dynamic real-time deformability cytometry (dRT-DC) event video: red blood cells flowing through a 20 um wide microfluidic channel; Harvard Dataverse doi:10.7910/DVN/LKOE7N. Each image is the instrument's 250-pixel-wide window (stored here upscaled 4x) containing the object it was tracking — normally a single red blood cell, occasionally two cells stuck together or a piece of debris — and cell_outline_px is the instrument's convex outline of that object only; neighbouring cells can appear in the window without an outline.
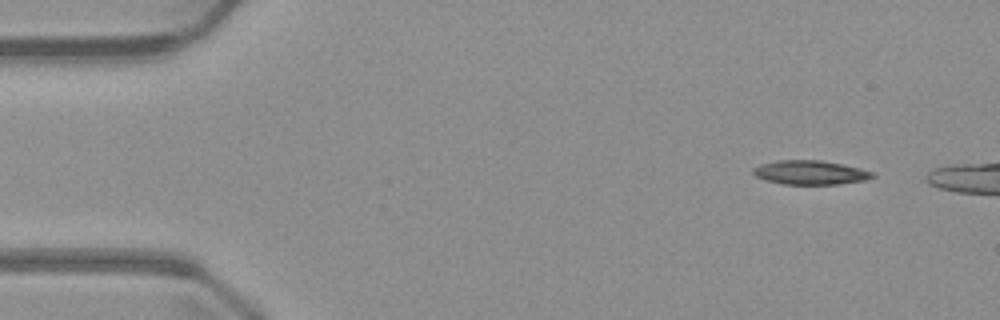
{"species": "common noctule bat (a hibernating species)", "species_latin": "Nyctalus noctula", "temperature_condition": "warm", "stored_images_in_passage": 3, "camera_frame_rate_fps": 3000, "um_per_image_px": 0.085, "animal": {"sex": "male", "body_mass_g": 23.1, "forearm_length_mm": 52.7}, "frame": {"image": 1, "passage_image": 1, "time_ms": 0.0, "image_size_px": [1000, 320], "cell_outline_px": [[876, 176], [868, 180], [840, 184], [784, 184], [764, 180], [756, 176], [752, 172], [752, 168], [760, 164], [776, 160], [820, 160], [860, 168], [876, 172]], "centroid_in_image_um": [68.89, 14.66], "position_along_channel_um": 16.1, "area_um2": 16.94}}